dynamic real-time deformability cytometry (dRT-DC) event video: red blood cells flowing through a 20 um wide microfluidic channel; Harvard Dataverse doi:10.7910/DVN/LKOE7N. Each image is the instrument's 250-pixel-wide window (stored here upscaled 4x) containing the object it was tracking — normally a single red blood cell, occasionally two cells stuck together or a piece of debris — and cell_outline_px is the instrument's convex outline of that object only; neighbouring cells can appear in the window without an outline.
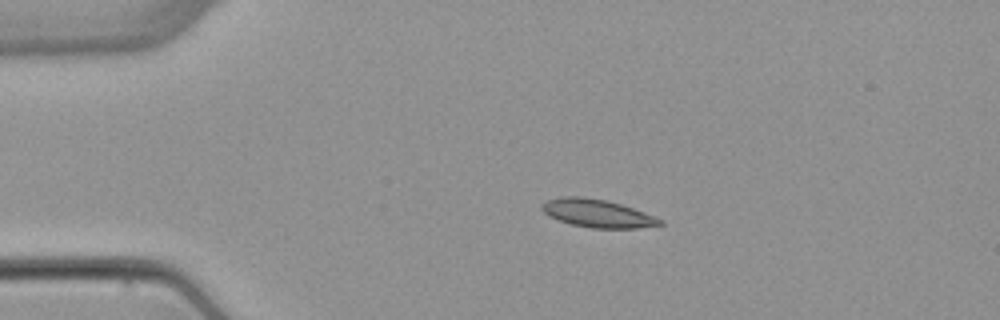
{"species": "common noctule bat (a hibernating species)", "species_latin": "Nyctalus noctula", "temperature_condition": "warm", "stored_images_in_passage": 2, "camera_frame_rate_fps": 3000, "um_per_image_px": 0.085, "animal": {"sex": "female", "body_mass_g": 22.7, "forearm_length_mm": 54.2}, "frame": {"image": 1, "passage_image": 1, "time_ms": 0.0, "image_size_px": [1000, 320], "cell_outline_px": [[664, 224], [636, 228], [592, 228], [572, 224], [560, 220], [544, 212], [540, 208], [540, 204], [548, 200], [564, 196], [580, 196], [608, 200], [644, 212], [664, 220]], "centroid_in_image_um": [50.79, 18.13], "position_along_channel_um": 34.2, "area_um2": 19.07}}